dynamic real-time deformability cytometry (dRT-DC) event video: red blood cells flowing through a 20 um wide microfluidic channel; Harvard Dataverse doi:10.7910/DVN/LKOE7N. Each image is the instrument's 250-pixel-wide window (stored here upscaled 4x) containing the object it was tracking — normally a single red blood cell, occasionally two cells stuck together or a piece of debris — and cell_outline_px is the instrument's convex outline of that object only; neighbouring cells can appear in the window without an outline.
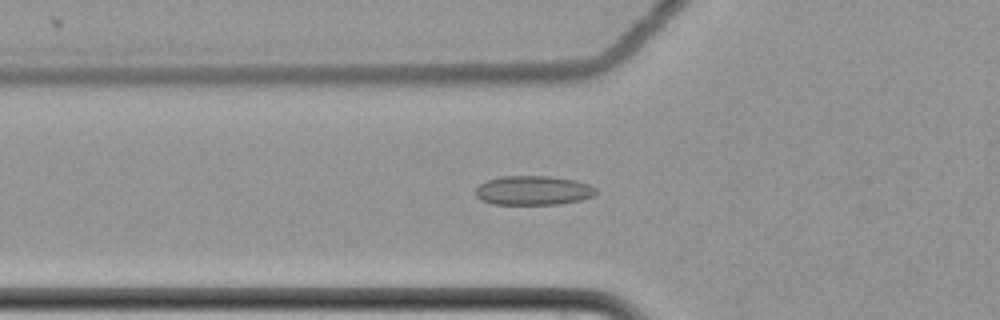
{"species": "common noctule bat (a hibernating species)", "species_latin": "Nyctalus noctula", "temperature_condition": "cold", "stored_images_in_passage": 58, "camera_frame_rate_fps": 3000, "um_per_image_px": 0.085, "animal": {"sex": "female", "body_mass_g": 22.7, "forearm_length_mm": 54.2}, "frame": {"image": 1, "passage_image": 24, "time_ms": 7.667, "image_size_px": [1000, 320], "cell_outline_px": [[596, 192], [592, 196], [580, 200], [556, 204], [492, 204], [480, 200], [476, 196], [476, 188], [484, 180], [500, 176], [548, 176], [576, 180], [588, 184], [596, 188]], "centroid_in_image_um": [45.28, 16.18], "position_along_channel_um": 80.5, "area_um2": 20.58}}
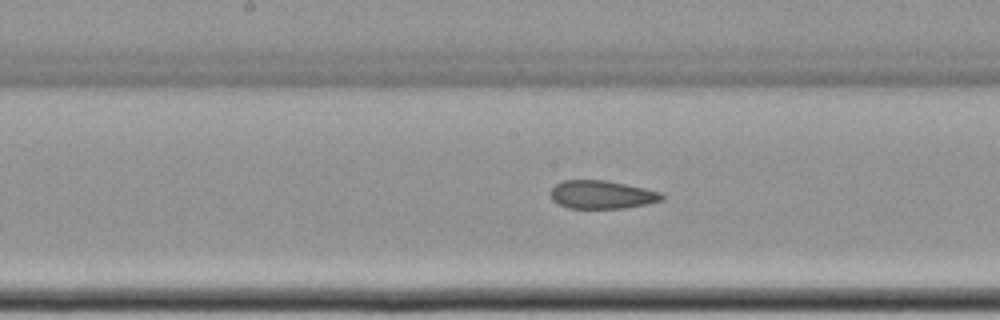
{"frame": {"image": 2, "passage_image": 34, "time_ms": 11.0, "image_size_px": [1000, 320], "cell_outline_px": [[664, 200], [648, 204], [624, 208], [568, 208], [552, 200], [548, 192], [556, 184], [564, 180], [608, 180], [644, 188], [660, 192], [664, 196]], "centroid_in_image_um": [51.15, 16.54], "position_along_channel_um": 197.0, "area_um2": 18.44}}
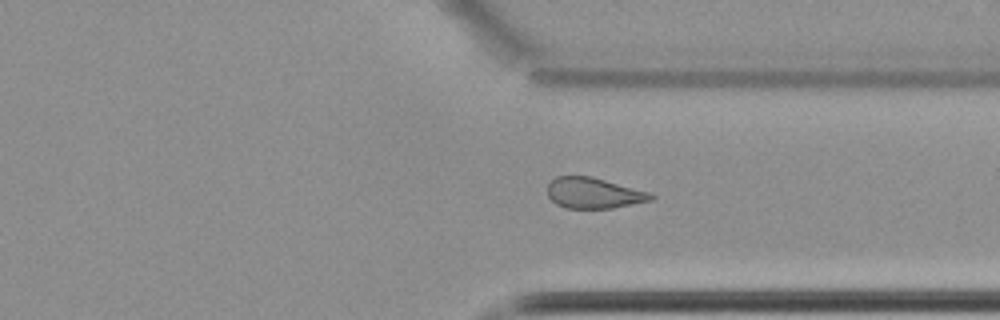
{"frame": {"image": 3, "passage_image": 48, "time_ms": 15.667, "image_size_px": [1000, 320], "cell_outline_px": [[656, 196], [652, 200], [612, 208], [564, 208], [556, 204], [548, 196], [548, 184], [556, 176], [592, 176], [652, 192]], "centroid_in_image_um": [50.5, 16.4], "position_along_channel_um": 360.9, "area_um2": 18.73}}